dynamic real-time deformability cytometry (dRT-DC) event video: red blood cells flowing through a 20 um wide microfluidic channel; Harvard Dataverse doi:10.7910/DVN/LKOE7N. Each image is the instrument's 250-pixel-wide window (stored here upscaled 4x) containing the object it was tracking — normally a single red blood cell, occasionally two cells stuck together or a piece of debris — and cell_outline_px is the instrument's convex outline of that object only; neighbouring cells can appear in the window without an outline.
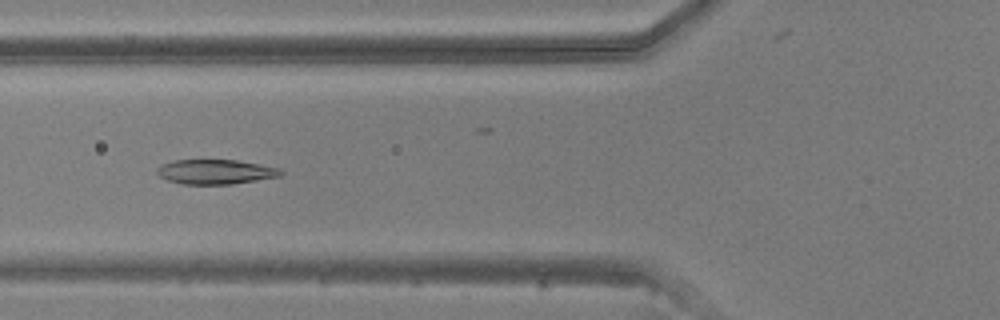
{"species": "common noctule bat (a hibernating species)", "species_latin": "Nyctalus noctula", "temperature_condition": "warm", "stored_images_in_passage": 50, "camera_frame_rate_fps": 3000, "um_per_image_px": 0.085, "animal": {"sex": "male", "body_mass_g": 20.5, "forearm_length_mm": 52.5}, "frame": {"image": 1, "passage_image": 18, "time_ms": 5.667, "image_size_px": [1000, 320], "cell_outline_px": [[284, 172], [280, 176], [232, 184], [184, 184], [168, 180], [160, 176], [156, 172], [156, 168], [160, 164], [172, 160], [236, 160], [280, 168]], "centroid_in_image_um": [18.29, 14.59], "position_along_channel_um": 107.5, "area_um2": 17.74}}
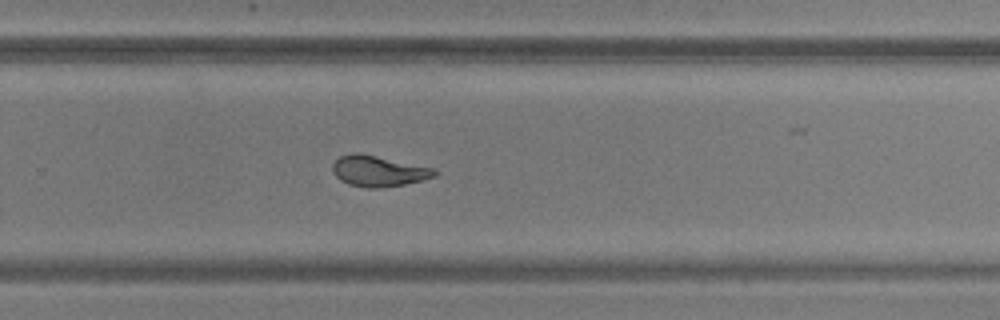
{"frame": {"image": 2, "passage_image": 32, "time_ms": 10.333, "image_size_px": [1000, 320], "cell_outline_px": [[436, 176], [424, 180], [404, 184], [380, 188], [368, 188], [348, 184], [340, 180], [332, 172], [332, 164], [340, 156], [352, 152], [356, 152], [376, 156], [432, 168], [436, 172]], "centroid_in_image_um": [32.12, 14.55], "position_along_channel_um": 297.7, "area_um2": 18.15}}
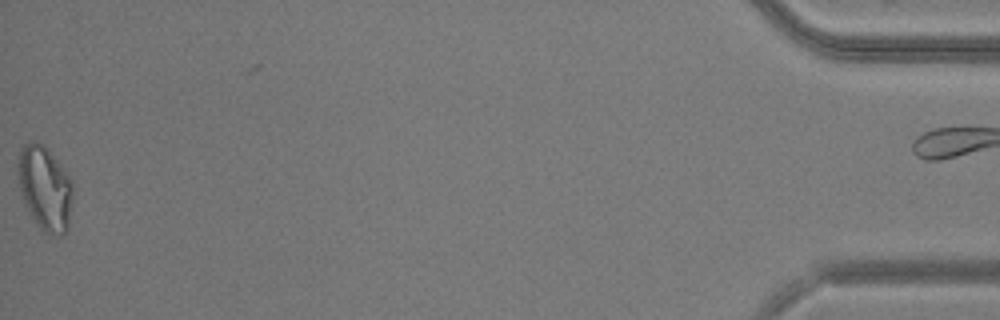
{"frame": {"image": 3, "passage_image": 49, "time_ms": 16.0, "image_size_px": [1000, 320], "cell_outline_px": [[72, 192], [68, 228], [64, 236], [56, 236], [44, 232], [40, 228], [32, 216], [24, 200], [20, 188], [16, 168], [16, 164], [20, 144], [32, 140], [36, 140], [60, 164], [72, 180]], "centroid_in_image_um": [3.79, 15.97], "position_along_channel_um": 431.4, "area_um2": 26.88}}